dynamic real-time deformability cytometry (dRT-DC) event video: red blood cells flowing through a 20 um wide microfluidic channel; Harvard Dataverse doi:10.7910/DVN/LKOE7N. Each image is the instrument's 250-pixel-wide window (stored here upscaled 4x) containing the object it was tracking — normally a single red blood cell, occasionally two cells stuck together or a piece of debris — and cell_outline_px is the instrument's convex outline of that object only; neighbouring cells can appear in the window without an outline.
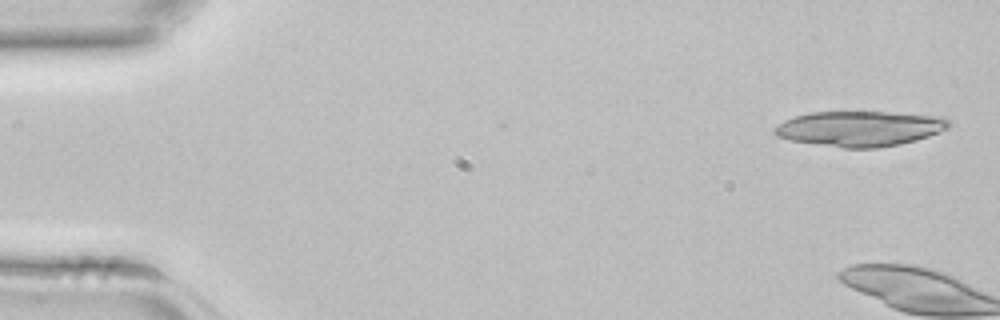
{"species": "common noctule bat (a hibernating species)", "species_latin": "Nyctalus noctula", "temperature_condition": "room temperature", "stored_images_in_passage": 8, "camera_frame_rate_fps": 3000, "um_per_image_px": 0.085, "animal": {"sex": "female", "body_mass_g": 22.7, "forearm_length_mm": 54.2}, "frame": {"image": 1, "passage_image": 2, "time_ms": 0.333, "image_size_px": [1000, 320], "cell_outline_px": [[952, 124], [948, 128], [940, 132], [916, 140], [900, 144], [876, 148], [844, 148], [788, 140], [776, 136], [772, 132], [772, 128], [784, 120], [796, 116], [812, 112], [888, 112], [944, 116]], "centroid_in_image_um": [73.08, 10.93], "position_along_channel_um": 11.9, "area_um2": 36.07}}